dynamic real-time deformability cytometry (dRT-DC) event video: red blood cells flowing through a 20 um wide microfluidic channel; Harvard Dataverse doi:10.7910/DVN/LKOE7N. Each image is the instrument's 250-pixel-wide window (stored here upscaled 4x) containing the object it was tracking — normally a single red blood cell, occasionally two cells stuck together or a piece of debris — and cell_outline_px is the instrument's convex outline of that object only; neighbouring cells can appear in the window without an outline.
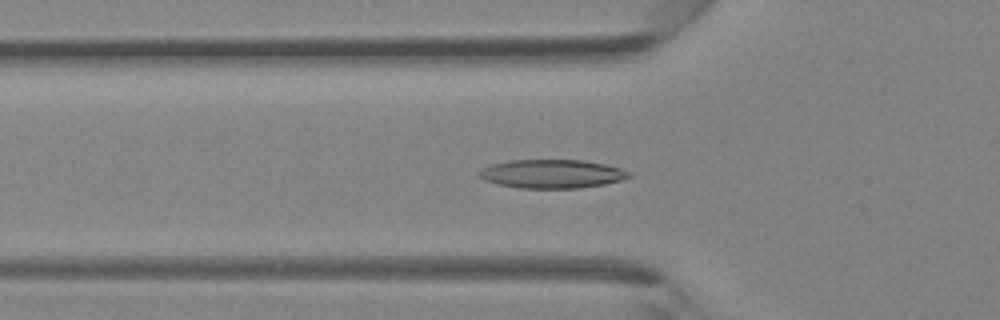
{"species": "Egyptian fruit bat (a non-hibernating species)", "species_latin": "Rousettus aegyptiacus", "temperature_condition": "room temperature", "stored_images_in_passage": 35, "camera_frame_rate_fps": 3000, "um_per_image_px": 0.085, "animal": {"sex": "female"}, "frame": {"image": 1, "passage_image": 6, "time_ms": 1.667, "image_size_px": [1000, 320], "cell_outline_px": [[636, 176], [604, 184], [580, 188], [520, 188], [500, 184], [484, 180], [476, 176], [476, 172], [480, 168], [492, 164], [508, 160], [584, 160], [608, 164], [620, 168]], "centroid_in_image_um": [46.9, 14.77], "position_along_channel_um": 78.9, "area_um2": 25.32}}
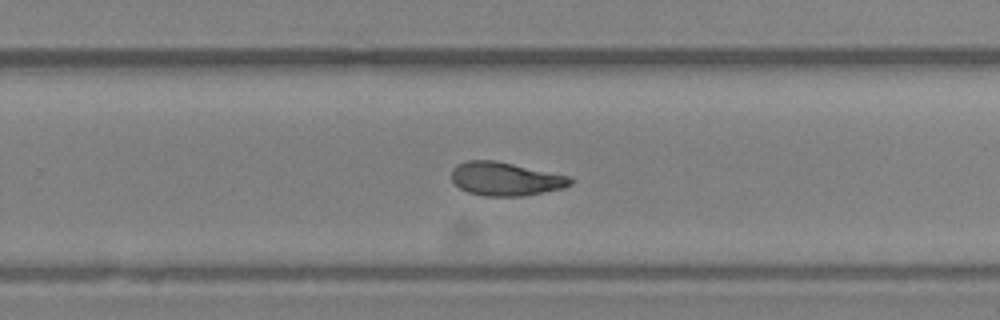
{"frame": {"image": 2, "passage_image": 19, "time_ms": 6.0, "image_size_px": [1000, 320], "cell_outline_px": [[576, 180], [572, 184], [564, 188], [524, 196], [484, 196], [468, 192], [460, 188], [452, 180], [452, 168], [456, 164], [464, 160], [496, 160], [572, 176]], "centroid_in_image_um": [43.01, 15.19], "position_along_channel_um": 286.8, "area_um2": 23.64}}
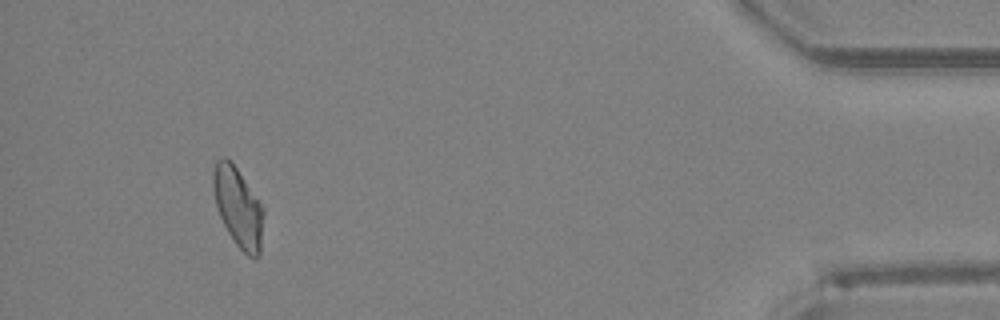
{"frame": {"image": 3, "passage_image": 31, "time_ms": 10.0, "image_size_px": [1000, 320], "cell_outline_px": [[264, 212], [260, 256], [256, 260], [248, 256], [236, 244], [228, 232], [216, 208], [212, 188], [212, 172], [216, 160], [220, 156], [224, 156], [236, 168], [260, 200], [264, 208]], "centroid_in_image_um": [20.24, 17.62], "position_along_channel_um": 415.0, "area_um2": 23.64}}